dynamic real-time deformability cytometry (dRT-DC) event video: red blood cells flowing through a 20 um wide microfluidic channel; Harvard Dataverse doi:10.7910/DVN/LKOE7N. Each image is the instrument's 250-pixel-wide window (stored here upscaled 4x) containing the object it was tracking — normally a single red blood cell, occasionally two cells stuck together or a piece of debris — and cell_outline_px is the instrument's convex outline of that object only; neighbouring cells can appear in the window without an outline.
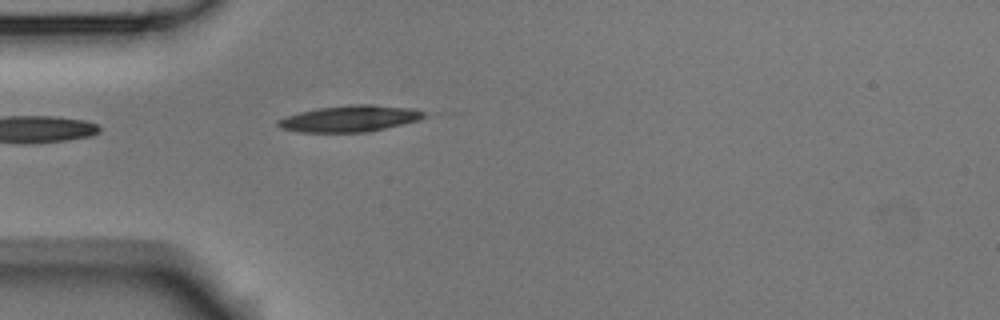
{"species": "Egyptian fruit bat (a non-hibernating species)", "species_latin": "Rousettus aegyptiacus", "temperature_condition": "room temperature", "stored_images_in_passage": 5, "camera_frame_rate_fps": 3000, "um_per_image_px": 0.085, "animal": {"sex": "male"}, "frame": {"image": 1, "passage_image": 5, "time_ms": 1.333, "image_size_px": [1000, 320], "cell_outline_px": [[424, 116], [420, 120], [368, 132], [300, 132], [280, 128], [276, 124], [276, 120], [300, 112], [320, 108], [352, 104], [372, 104], [412, 108], [424, 112]], "centroid_in_image_um": [29.73, 10.08], "position_along_channel_um": 55.3, "area_um2": 22.31}}